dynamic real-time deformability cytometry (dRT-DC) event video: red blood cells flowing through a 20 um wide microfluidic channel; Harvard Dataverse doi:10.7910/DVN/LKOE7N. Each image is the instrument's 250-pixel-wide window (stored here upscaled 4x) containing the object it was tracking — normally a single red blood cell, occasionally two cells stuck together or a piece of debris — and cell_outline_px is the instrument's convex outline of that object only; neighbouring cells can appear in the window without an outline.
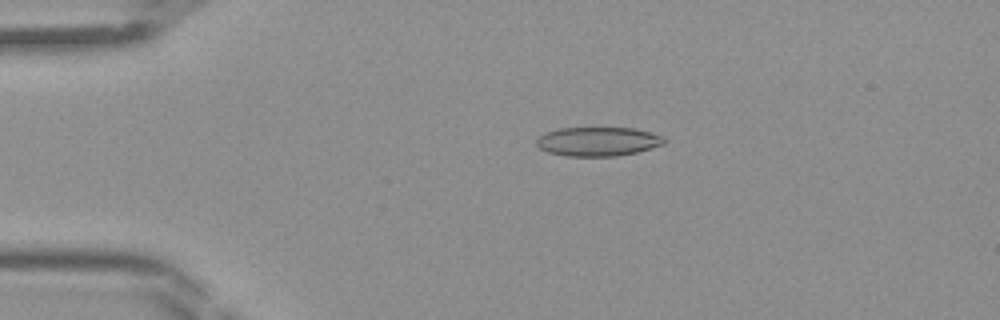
{"species": "Egyptian fruit bat (a non-hibernating species)", "species_latin": "Rousettus aegyptiacus", "temperature_condition": "room temperature", "stored_images_in_passage": 36, "camera_frame_rate_fps": 3000, "um_per_image_px": 0.085, "frame": {"image": 1, "passage_image": 1, "time_ms": 0.0, "image_size_px": [1000, 320], "cell_outline_px": [[668, 140], [664, 144], [636, 152], [616, 156], [564, 156], [548, 152], [540, 148], [536, 144], [536, 140], [544, 132], [556, 128], [632, 128], [664, 136]], "centroid_in_image_um": [50.81, 12.02], "position_along_channel_um": 34.2, "area_um2": 21.68}}
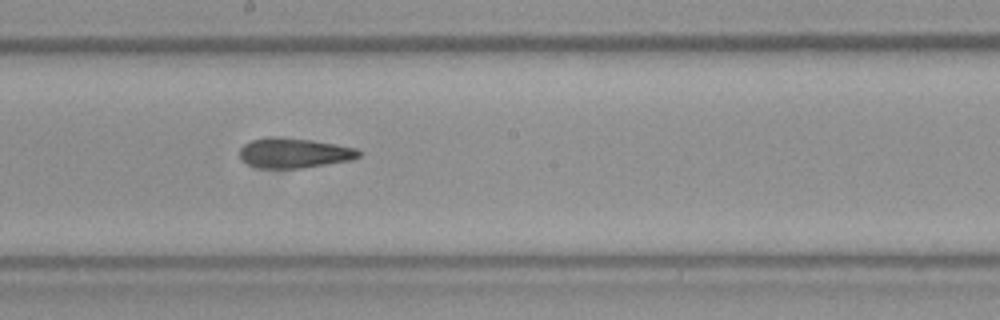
{"frame": {"image": 2, "passage_image": 16, "time_ms": 5.0, "image_size_px": [1000, 320], "cell_outline_px": [[364, 152], [360, 156], [352, 160], [304, 168], [256, 168], [240, 160], [240, 148], [244, 144], [252, 140], [268, 136], [284, 136], [312, 140], [336, 144], [356, 148]], "centroid_in_image_um": [25.01, 13.0], "position_along_channel_um": 223.2, "area_um2": 21.27}}
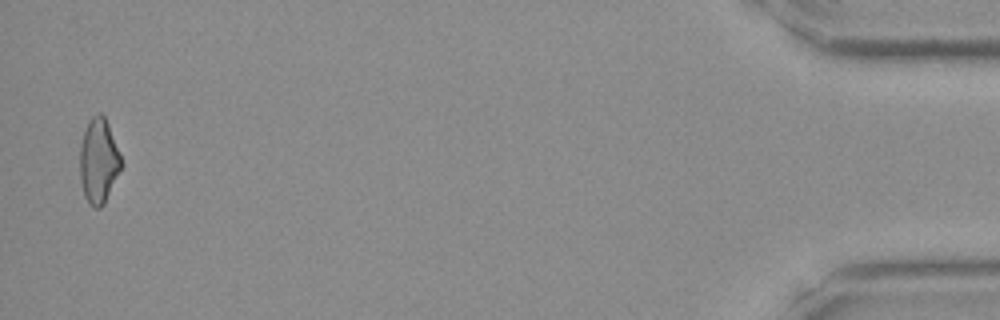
{"frame": {"image": 3, "passage_image": 35, "time_ms": 11.333, "image_size_px": [1000, 320], "cell_outline_px": [[124, 164], [104, 204], [100, 208], [92, 208], [88, 204], [84, 196], [80, 180], [80, 144], [88, 120], [92, 116], [100, 112], [104, 116], [108, 124], [120, 152]], "centroid_in_image_um": [8.39, 13.7], "position_along_channel_um": 426.8, "area_um2": 20.81}}